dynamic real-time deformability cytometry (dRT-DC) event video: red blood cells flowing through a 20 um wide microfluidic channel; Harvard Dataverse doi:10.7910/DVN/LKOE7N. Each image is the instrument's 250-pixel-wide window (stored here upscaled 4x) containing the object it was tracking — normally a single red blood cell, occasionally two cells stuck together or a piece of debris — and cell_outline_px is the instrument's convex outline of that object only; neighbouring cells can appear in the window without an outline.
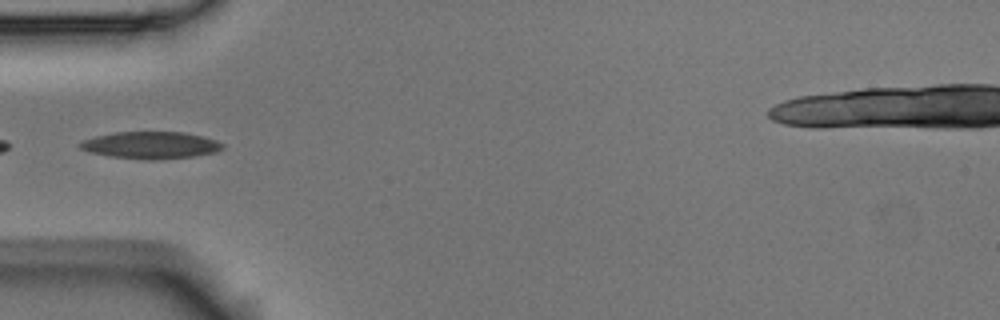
{"species": "Egyptian fruit bat (a non-hibernating species)", "species_latin": "Rousettus aegyptiacus", "temperature_condition": "room temperature", "stored_images_in_passage": 24, "camera_frame_rate_fps": 3000, "um_per_image_px": 0.085, "animal": {"sex": "male"}, "frame": {"image": 1, "passage_image": 1, "time_ms": 0.0, "image_size_px": [1000, 320], "cell_outline_px": [[224, 148], [216, 152], [192, 156], [156, 160], [148, 160], [112, 156], [92, 152], [80, 148], [80, 144], [84, 140], [96, 136], [112, 132], [184, 132], [204, 136], [216, 140], [224, 144]], "centroid_in_image_um": [12.88, 12.33], "position_along_channel_um": 72.1, "area_um2": 22.31}}
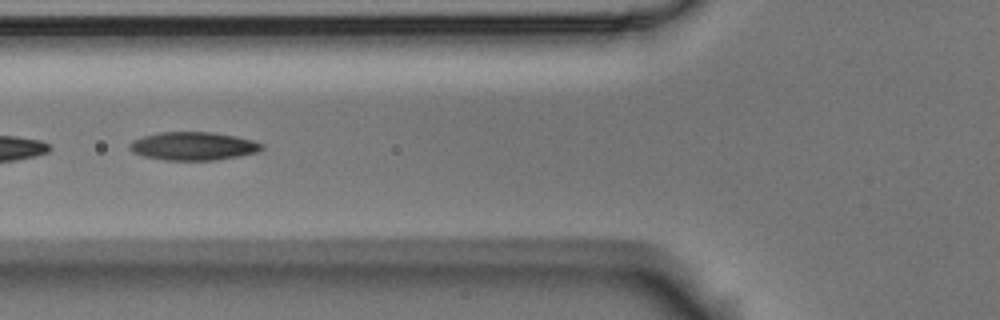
{"frame": {"image": 2, "passage_image": 4, "time_ms": 1.0, "image_size_px": [1000, 320], "cell_outline_px": [[264, 148], [256, 152], [240, 156], [216, 160], [164, 160], [144, 156], [132, 152], [128, 148], [128, 144], [132, 140], [144, 136], [160, 132], [212, 132], [236, 136], [252, 140], [264, 144]], "centroid_in_image_um": [16.42, 12.42], "position_along_channel_um": 109.4, "area_um2": 21.85}}